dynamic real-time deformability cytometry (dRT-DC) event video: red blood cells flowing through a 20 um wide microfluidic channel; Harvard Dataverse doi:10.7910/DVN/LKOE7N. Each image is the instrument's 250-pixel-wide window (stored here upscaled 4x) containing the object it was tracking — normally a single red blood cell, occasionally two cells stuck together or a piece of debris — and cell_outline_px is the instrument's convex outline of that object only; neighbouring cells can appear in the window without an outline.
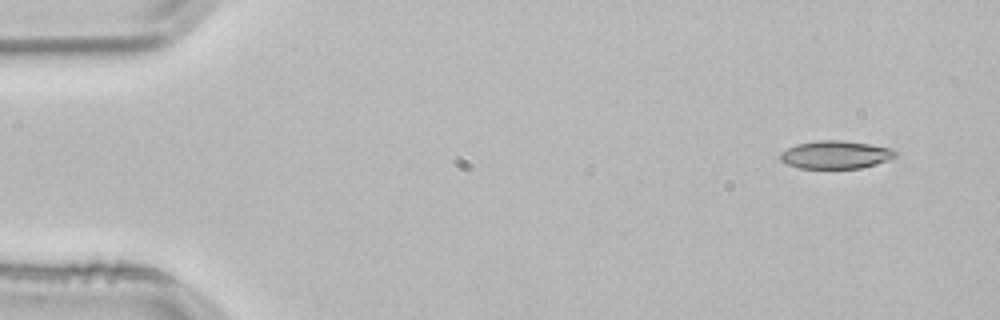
{"species": "common noctule bat (a hibernating species)", "species_latin": "Nyctalus noctula", "temperature_condition": "room temperature", "stored_images_in_passage": 3, "camera_frame_rate_fps": 3000, "um_per_image_px": 0.085, "animal": {"sex": "male", "body_mass_g": 21.5, "forearm_length_mm": 52.0}, "frame": {"image": 1, "passage_image": 1, "time_ms": 0.0, "image_size_px": [1000, 320], "cell_outline_px": [[896, 156], [888, 160], [876, 164], [860, 168], [800, 168], [788, 164], [780, 160], [780, 152], [796, 144], [816, 140], [840, 140], [868, 144], [892, 148], [896, 152]], "centroid_in_image_um": [71.01, 13.14], "position_along_channel_um": 14.0, "area_um2": 18.67}}
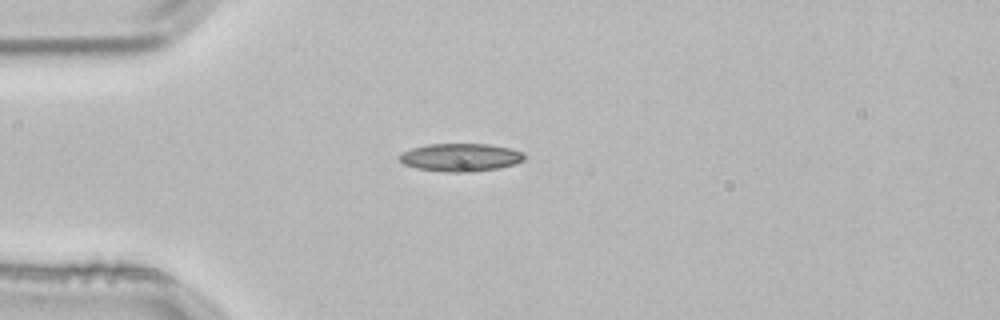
{"frame": {"image": 2, "passage_image": 3, "time_ms": 0.667, "image_size_px": [1000, 320], "cell_outline_px": [[528, 156], [524, 160], [512, 164], [496, 168], [460, 172], [448, 172], [416, 168], [404, 164], [396, 156], [400, 152], [412, 148], [428, 144], [488, 144], [512, 148], [524, 152]], "centroid_in_image_um": [39.13, 13.36], "position_along_channel_um": 45.9, "area_um2": 20.35}}